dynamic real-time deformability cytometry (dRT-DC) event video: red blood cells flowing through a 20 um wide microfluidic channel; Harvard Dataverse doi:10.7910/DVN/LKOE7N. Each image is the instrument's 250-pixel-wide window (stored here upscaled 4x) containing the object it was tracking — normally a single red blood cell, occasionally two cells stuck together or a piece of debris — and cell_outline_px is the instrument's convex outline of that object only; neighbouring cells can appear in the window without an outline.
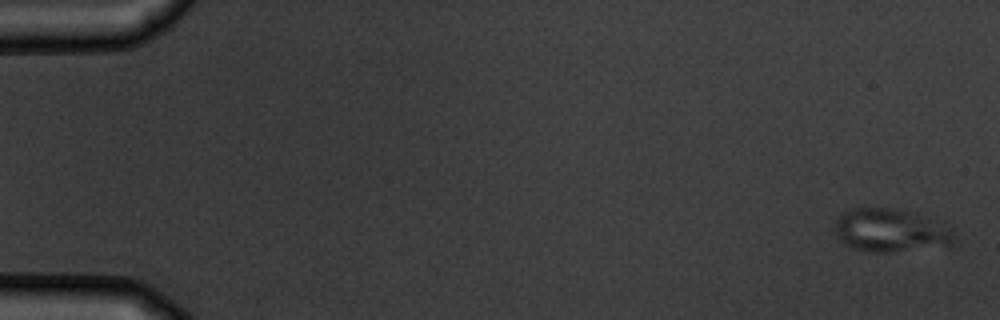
{"species": "common noctule bat (a hibernating species)", "species_latin": "Nyctalus noctula", "temperature_condition": "warm", "stored_images_in_passage": 6, "camera_frame_rate_fps": 3000, "um_per_image_px": 0.085, "animal": {"sex": "male", "body_mass_g": 19.5, "forearm_length_mm": 54.6}, "frame": {"image": 1, "passage_image": 1, "time_ms": 0.0, "image_size_px": [1000, 320], "cell_outline_px": [[952, 244], [888, 252], [876, 252], [856, 248], [840, 240], [836, 236], [832, 228], [836, 220], [844, 212], [852, 208], [892, 208], [952, 228]], "centroid_in_image_um": [75.58, 19.59], "position_along_channel_um": 9.4, "area_um2": 28.73}}